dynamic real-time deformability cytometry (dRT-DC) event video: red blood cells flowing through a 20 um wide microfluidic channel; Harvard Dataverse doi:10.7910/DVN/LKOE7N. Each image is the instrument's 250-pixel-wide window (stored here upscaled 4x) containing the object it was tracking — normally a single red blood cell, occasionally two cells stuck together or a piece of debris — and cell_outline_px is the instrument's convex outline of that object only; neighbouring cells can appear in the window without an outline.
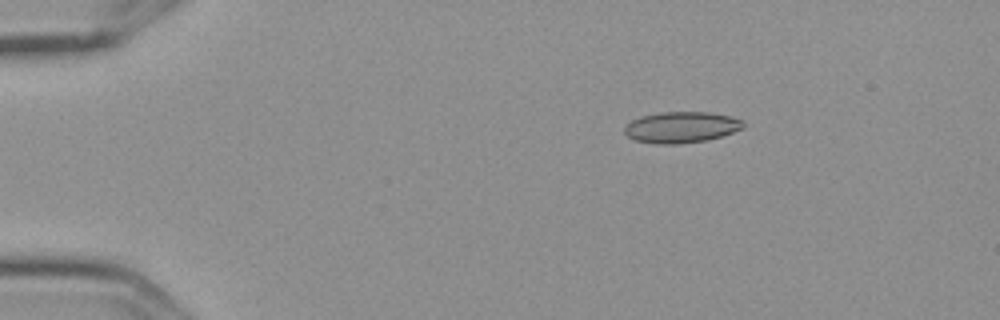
{"species": "Egyptian fruit bat (a non-hibernating species)", "species_latin": "Rousettus aegyptiacus", "temperature_condition": "cold", "stored_images_in_passage": 5, "camera_frame_rate_fps": 3000, "um_per_image_px": 0.085, "frame": {"image": 1, "passage_image": 3, "time_ms": 0.667, "image_size_px": [1000, 320], "cell_outline_px": [[744, 128], [708, 140], [676, 144], [656, 144], [636, 140], [628, 136], [624, 132], [624, 128], [632, 120], [640, 116], [664, 112], [708, 112], [732, 116], [744, 120]], "centroid_in_image_um": [57.94, 10.81], "position_along_channel_um": 27.1, "area_um2": 21.5}}